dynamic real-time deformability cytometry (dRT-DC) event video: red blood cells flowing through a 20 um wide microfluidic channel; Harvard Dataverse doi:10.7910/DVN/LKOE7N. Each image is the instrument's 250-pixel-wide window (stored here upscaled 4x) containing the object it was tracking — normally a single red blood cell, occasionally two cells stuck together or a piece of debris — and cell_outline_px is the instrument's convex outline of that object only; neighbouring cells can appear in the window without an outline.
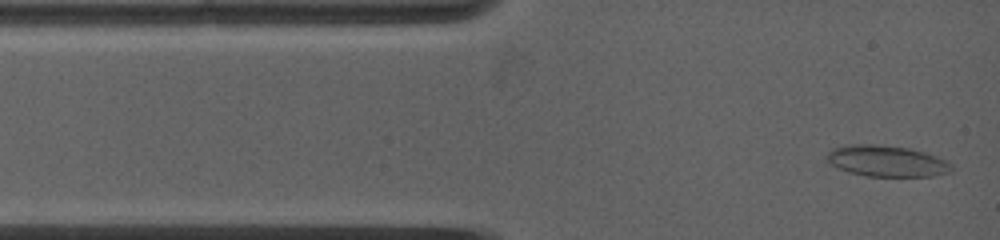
{"species": "common noctule bat (a hibernating species)", "species_latin": "Nyctalus noctula", "temperature_condition": "warm", "stored_images_in_passage": 36, "camera_frame_rate_fps": 5000, "um_per_image_px": 0.085, "animal": {"sex": "female", "body_mass_g": 19.0, "forearm_length_mm": 53.3}, "frame": {"image": 1, "passage_image": 2, "time_ms": 0.2, "image_size_px": [1000, 240], "cell_outline_px": [[952, 172], [932, 176], [864, 176], [848, 172], [824, 160], [824, 156], [832, 148], [848, 144], [876, 144], [912, 148], [936, 156], [952, 164]], "centroid_in_image_um": [75.34, 13.68], "position_along_channel_um": 9.7, "area_um2": 22.89}}
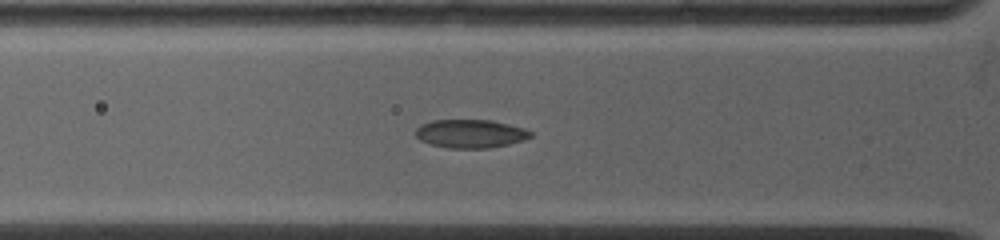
{"frame": {"image": 2, "passage_image": 24, "time_ms": 3.2, "image_size_px": [1000, 240], "cell_outline_px": [[532, 136], [524, 140], [508, 144], [488, 148], [448, 148], [432, 144], [420, 140], [416, 136], [416, 128], [420, 124], [432, 120], [492, 120], [524, 128], [532, 132]], "centroid_in_image_um": [39.98, 11.36], "position_along_channel_um": 85.8, "area_um2": 19.02}}
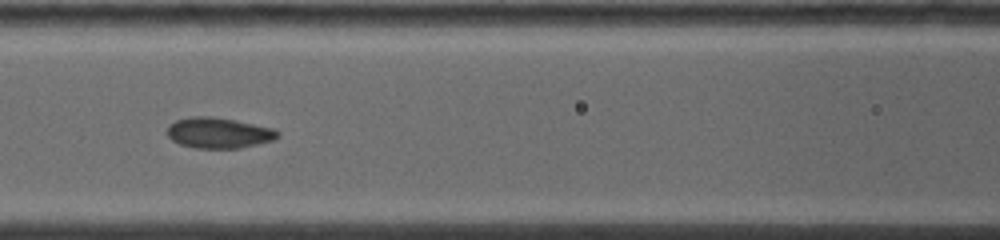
{"frame": {"image": 3, "passage_image": 36, "time_ms": 4.8, "image_size_px": [1000, 240], "cell_outline_px": [[280, 136], [272, 140], [240, 148], [196, 148], [180, 144], [172, 140], [168, 136], [168, 124], [176, 120], [192, 116], [212, 116], [236, 120], [276, 128], [280, 132]], "centroid_in_image_um": [18.61, 11.28], "position_along_channel_um": 148.0, "area_um2": 19.88}}